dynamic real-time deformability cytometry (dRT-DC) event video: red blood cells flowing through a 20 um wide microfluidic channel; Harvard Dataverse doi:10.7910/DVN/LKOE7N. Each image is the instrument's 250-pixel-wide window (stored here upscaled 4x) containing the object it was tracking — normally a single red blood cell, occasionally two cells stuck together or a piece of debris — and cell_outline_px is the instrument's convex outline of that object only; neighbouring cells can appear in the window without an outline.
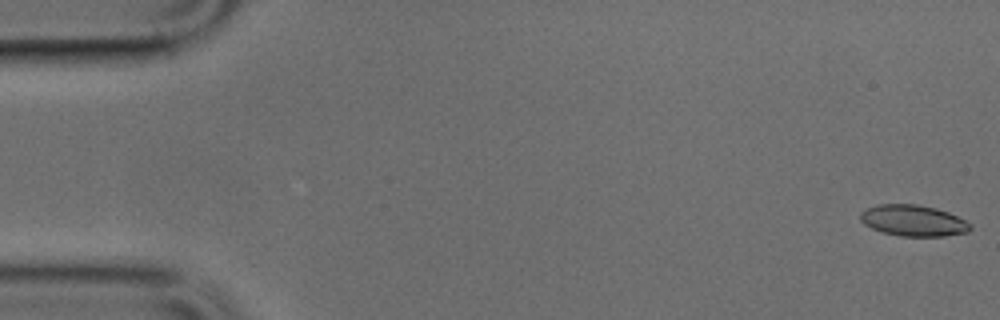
{"species": "common noctule bat (a hibernating species)", "species_latin": "Nyctalus noctula", "temperature_condition": "cold", "stored_images_in_passage": 10, "camera_frame_rate_fps": 3000, "um_per_image_px": 0.085, "animal": {"sex": "male", "body_mass_g": 17.9, "forearm_length_mm": 54.2}, "frame": {"image": 1, "passage_image": 1, "time_ms": 0.0, "image_size_px": [1000, 320], "cell_outline_px": [[972, 228], [968, 232], [944, 236], [900, 236], [884, 232], [872, 228], [864, 224], [860, 220], [860, 212], [876, 204], [916, 204], [936, 208], [948, 212], [972, 224]], "centroid_in_image_um": [77.63, 18.75], "position_along_channel_um": 7.4, "area_um2": 19.94}}